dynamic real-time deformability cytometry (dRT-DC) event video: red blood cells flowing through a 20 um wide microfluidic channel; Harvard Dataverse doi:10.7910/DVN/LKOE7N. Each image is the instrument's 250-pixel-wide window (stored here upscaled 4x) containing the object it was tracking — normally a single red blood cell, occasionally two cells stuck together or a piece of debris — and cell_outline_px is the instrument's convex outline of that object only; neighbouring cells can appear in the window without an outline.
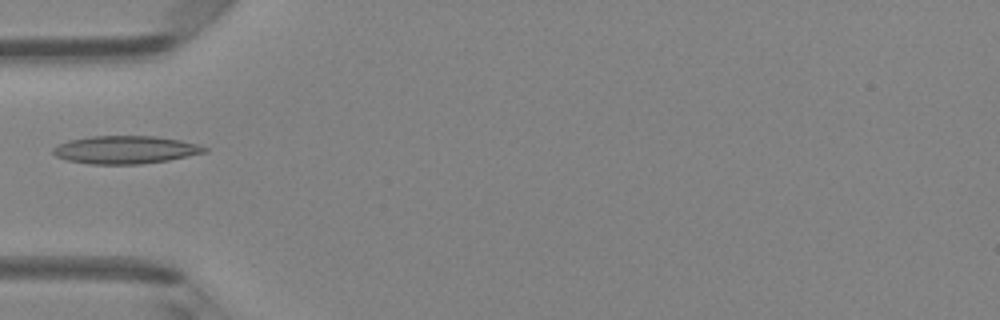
{"species": "Egyptian fruit bat (a non-hibernating species)", "species_latin": "Rousettus aegyptiacus", "temperature_condition": "room temperature", "stored_images_in_passage": 2, "camera_frame_rate_fps": 3000, "um_per_image_px": 0.085, "animal": {"sex": "female"}, "frame": {"image": 1, "passage_image": 1, "time_ms": 0.0, "image_size_px": [1000, 320], "cell_outline_px": [[208, 152], [168, 160], [140, 164], [92, 164], [64, 160], [56, 156], [52, 152], [52, 148], [68, 140], [92, 136], [156, 136], [180, 140], [200, 144], [208, 148]], "centroid_in_image_um": [10.67, 12.73], "position_along_channel_um": 74.3, "area_um2": 24.74}}
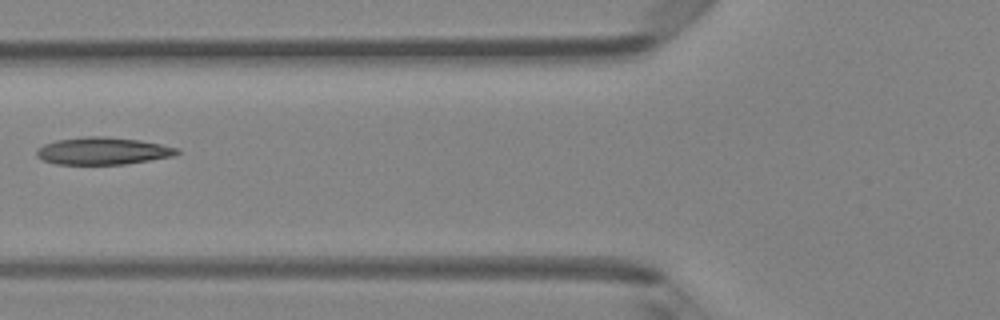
{"frame": {"image": 2, "passage_image": 2, "time_ms": 0.333, "image_size_px": [1000, 320], "cell_outline_px": [[180, 152], [172, 156], [124, 164], [56, 164], [44, 160], [36, 156], [36, 148], [44, 144], [56, 140], [84, 136], [104, 136], [140, 140], [180, 148]], "centroid_in_image_um": [8.71, 12.82], "position_along_channel_um": 117.1, "area_um2": 22.31}}